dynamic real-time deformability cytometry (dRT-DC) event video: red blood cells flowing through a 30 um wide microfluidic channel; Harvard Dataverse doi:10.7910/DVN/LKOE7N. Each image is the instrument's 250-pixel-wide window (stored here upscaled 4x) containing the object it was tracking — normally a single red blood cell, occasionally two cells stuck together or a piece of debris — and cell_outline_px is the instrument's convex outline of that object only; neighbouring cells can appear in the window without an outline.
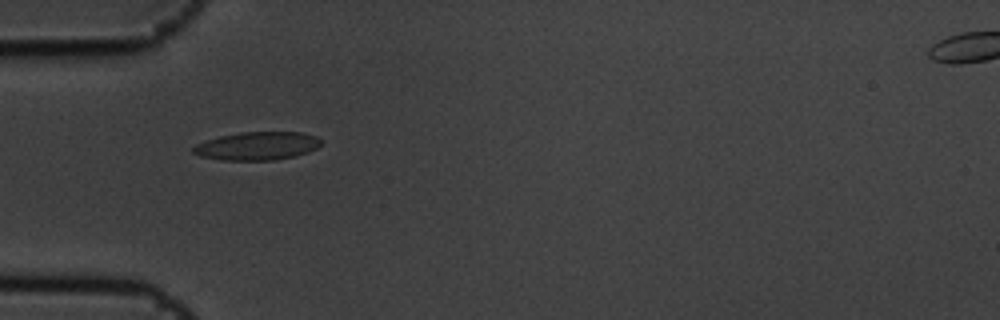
{"species": "common noctule bat (a hibernating species)", "species_latin": "Nyctalus noctula", "temperature_condition": "cold", "stored_images_in_passage": 13, "camera_frame_rate_fps": 3000, "um_per_image_px": 0.085, "animal": {"sex": "male", "body_mass_g": 19.5, "forearm_length_mm": 54.6}, "frame": {"image": 1, "passage_image": 5, "time_ms": 1.333, "image_size_px": [1000, 320], "cell_outline_px": [[320, 144], [316, 148], [308, 152], [296, 156], [276, 160], [220, 160], [200, 156], [192, 152], [192, 148], [196, 144], [220, 136], [240, 132], [300, 132], [316, 136], [320, 140]], "centroid_in_image_um": [21.85, 12.41], "position_along_channel_um": 63.1, "area_um2": 20.98}}
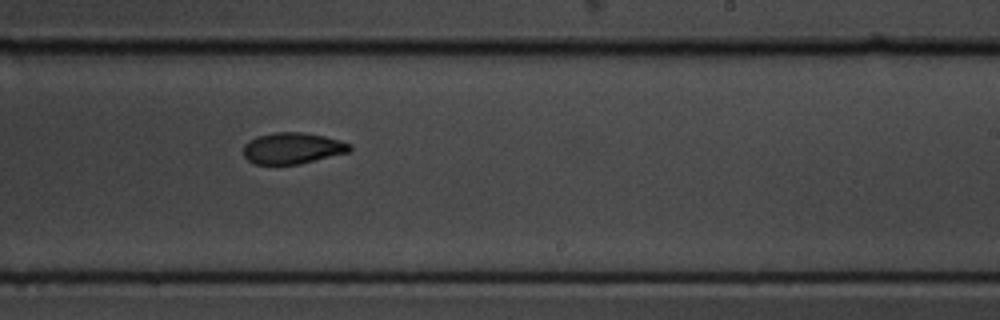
{"frame": {"image": 2, "passage_image": 10, "time_ms": 3.0, "image_size_px": [1000, 320], "cell_outline_px": [[352, 148], [348, 152], [300, 164], [256, 164], [248, 160], [244, 156], [244, 144], [248, 140], [256, 136], [272, 132], [300, 132], [324, 136], [340, 140], [352, 144]], "centroid_in_image_um": [24.85, 12.59], "position_along_channel_um": 264.2, "area_um2": 19.42}}
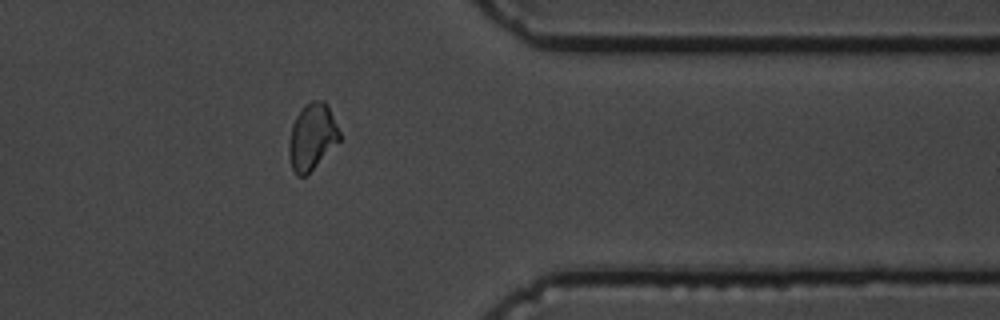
{"frame": {"image": 3, "passage_image": 13, "time_ms": 4.0, "image_size_px": [1000, 320], "cell_outline_px": [[340, 140], [304, 176], [296, 176], [292, 168], [288, 152], [288, 148], [292, 124], [296, 116], [304, 104], [312, 100], [324, 100], [340, 132]], "centroid_in_image_um": [26.5, 11.6], "position_along_channel_um": 384.9, "area_um2": 19.13}}